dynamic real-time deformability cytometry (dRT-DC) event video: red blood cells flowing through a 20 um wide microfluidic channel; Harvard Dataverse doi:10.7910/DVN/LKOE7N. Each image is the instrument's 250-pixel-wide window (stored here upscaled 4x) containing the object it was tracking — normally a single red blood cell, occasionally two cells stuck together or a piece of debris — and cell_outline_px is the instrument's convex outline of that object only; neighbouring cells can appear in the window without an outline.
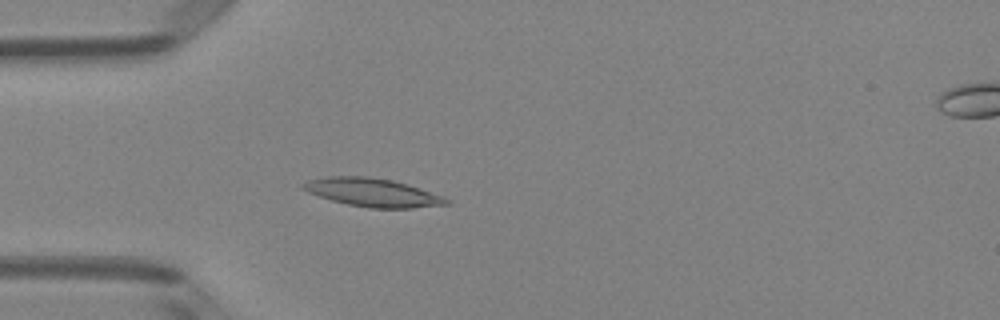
{"species": "Egyptian fruit bat (a non-hibernating species)", "species_latin": "Rousettus aegyptiacus", "temperature_condition": "room temperature", "stored_images_in_passage": 42, "camera_frame_rate_fps": 3000, "um_per_image_px": 0.085, "animal": {"sex": "female"}, "frame": {"image": 1, "passage_image": 6, "time_ms": 1.667, "image_size_px": [1000, 320], "cell_outline_px": [[452, 204], [412, 208], [368, 208], [348, 204], [332, 200], [308, 192], [300, 188], [300, 184], [308, 180], [328, 176], [368, 176], [392, 180], [408, 184], [444, 196], [452, 200]], "centroid_in_image_um": [31.71, 16.36], "position_along_channel_um": 53.3, "area_um2": 23.87}}
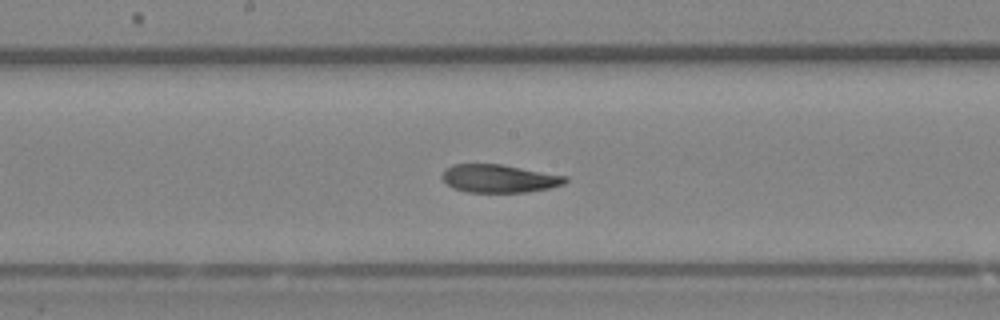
{"frame": {"image": 2, "passage_image": 18, "time_ms": 5.667, "image_size_px": [1000, 320], "cell_outline_px": [[568, 180], [564, 184], [548, 188], [528, 192], [468, 192], [452, 188], [440, 176], [444, 168], [452, 164], [500, 164], [568, 176]], "centroid_in_image_um": [42.4, 15.17], "position_along_channel_um": 205.8, "area_um2": 20.23}}
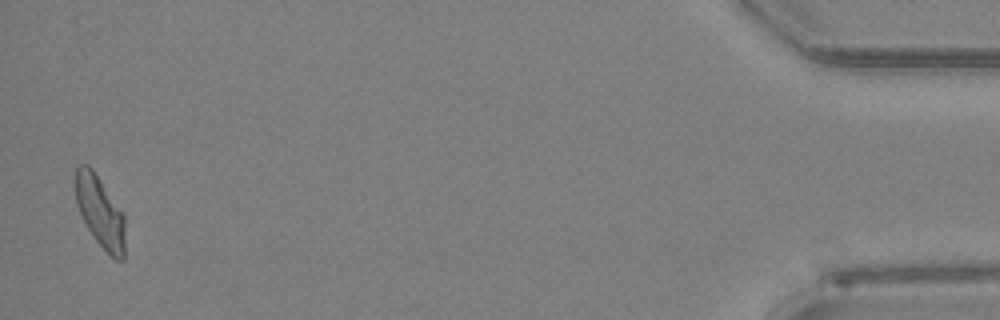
{"frame": {"image": 3, "passage_image": 41, "time_ms": 13.333, "image_size_px": [1000, 320], "cell_outline_px": [[124, 260], [116, 260], [96, 240], [88, 228], [76, 204], [76, 168], [80, 164], [88, 164], [92, 168], [124, 216]], "centroid_in_image_um": [8.5, 18.0], "position_along_channel_um": 426.7, "area_um2": 19.94}, "authors_computed_cell_mechanics": {"area_um2": 20.9236, "velocity_mm_per_s": 4.0315, "shape_relaxation_time_tau1_ms": null, "shape_relaxation_time_tau2_ms": 1.9175, "deformation_change_tau1": null, "deformation_change_tau2": 0.0751}}